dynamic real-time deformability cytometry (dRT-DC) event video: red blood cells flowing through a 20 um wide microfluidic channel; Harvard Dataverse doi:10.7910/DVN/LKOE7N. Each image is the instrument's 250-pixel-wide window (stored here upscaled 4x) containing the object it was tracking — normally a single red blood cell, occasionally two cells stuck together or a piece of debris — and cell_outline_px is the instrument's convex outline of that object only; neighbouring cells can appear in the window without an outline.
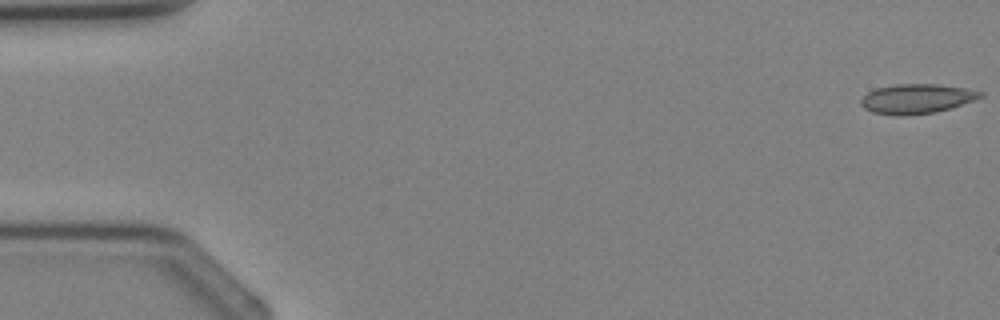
{"species": "Egyptian fruit bat (a non-hibernating species)", "species_latin": "Rousettus aegyptiacus", "temperature_condition": "cold", "stored_images_in_passage": 4, "camera_frame_rate_fps": 3000, "um_per_image_px": 0.085, "animal": {"sex": "female"}, "frame": {"image": 1, "passage_image": 1, "time_ms": 0.0, "image_size_px": [1000, 320], "cell_outline_px": [[984, 96], [936, 112], [904, 116], [896, 116], [872, 112], [864, 108], [860, 104], [860, 100], [868, 92], [876, 88], [896, 84], [936, 84], [964, 88], [984, 92]], "centroid_in_image_um": [77.87, 8.4], "position_along_channel_um": 7.1, "area_um2": 20.46}}
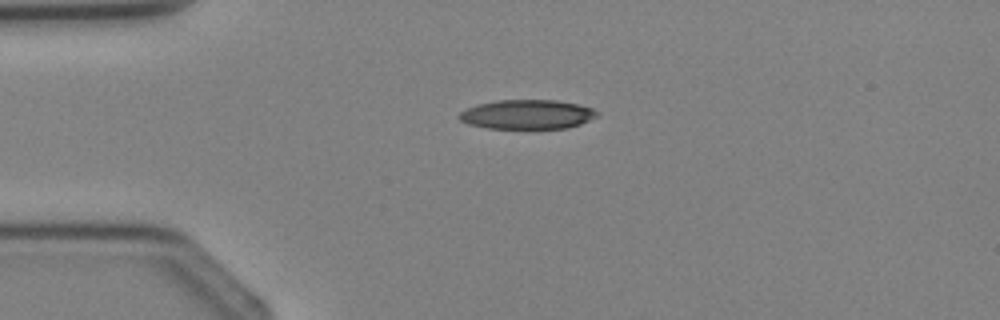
{"frame": {"image": 2, "passage_image": 4, "time_ms": 4.333, "image_size_px": [1000, 320], "cell_outline_px": [[596, 116], [580, 124], [568, 128], [488, 128], [468, 124], [460, 120], [456, 116], [460, 112], [476, 104], [496, 100], [556, 100], [576, 104], [592, 108], [596, 112]], "centroid_in_image_um": [44.75, 9.72], "position_along_channel_um": 40.3, "area_um2": 23.41}}